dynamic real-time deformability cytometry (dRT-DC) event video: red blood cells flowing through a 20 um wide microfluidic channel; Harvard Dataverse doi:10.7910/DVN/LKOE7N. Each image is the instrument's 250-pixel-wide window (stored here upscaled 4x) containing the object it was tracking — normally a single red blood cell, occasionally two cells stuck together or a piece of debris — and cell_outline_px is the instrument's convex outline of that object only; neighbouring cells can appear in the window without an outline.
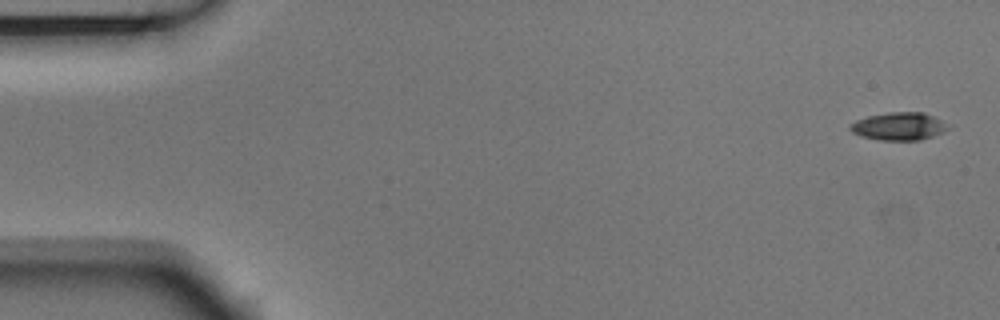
{"species": "Egyptian fruit bat (a non-hibernating species)", "species_latin": "Rousettus aegyptiacus", "temperature_condition": "room temperature", "stored_images_in_passage": 4, "camera_frame_rate_fps": 3000, "um_per_image_px": 0.085, "animal": {"sex": "male"}, "frame": {"image": 1, "passage_image": 1, "time_ms": 0.0, "image_size_px": [1000, 320], "cell_outline_px": [[952, 128], [932, 136], [920, 140], [880, 140], [860, 136], [852, 132], [848, 128], [856, 120], [868, 116], [888, 112], [924, 112], [940, 120]], "centroid_in_image_um": [76.4, 10.74], "position_along_channel_um": 8.6, "area_um2": 15.78}}
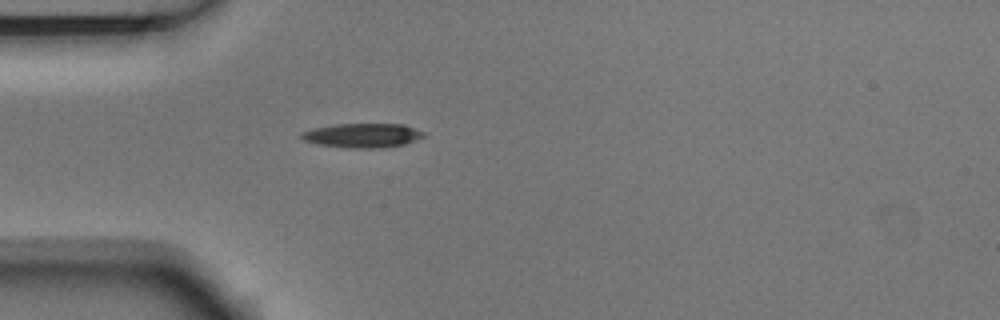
{"frame": {"image": 2, "passage_image": 4, "time_ms": 1.0, "image_size_px": [1000, 320], "cell_outline_px": [[424, 136], [416, 140], [404, 144], [380, 148], [348, 148], [316, 144], [304, 140], [300, 136], [300, 132], [312, 128], [336, 124], [404, 124], [424, 132]], "centroid_in_image_um": [30.78, 11.51], "position_along_channel_um": 54.2, "area_um2": 17.34}}